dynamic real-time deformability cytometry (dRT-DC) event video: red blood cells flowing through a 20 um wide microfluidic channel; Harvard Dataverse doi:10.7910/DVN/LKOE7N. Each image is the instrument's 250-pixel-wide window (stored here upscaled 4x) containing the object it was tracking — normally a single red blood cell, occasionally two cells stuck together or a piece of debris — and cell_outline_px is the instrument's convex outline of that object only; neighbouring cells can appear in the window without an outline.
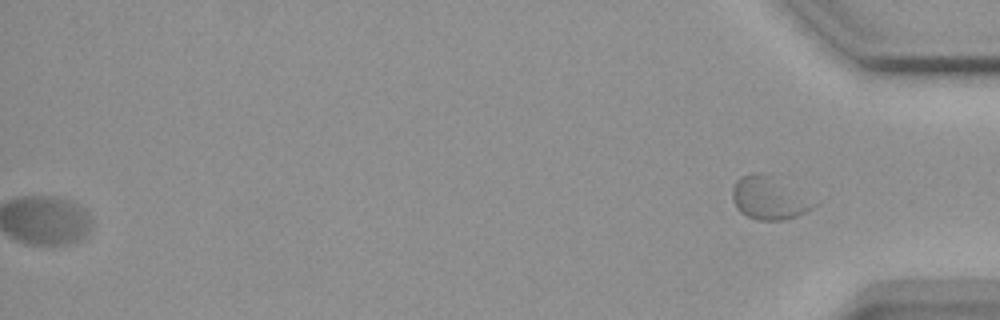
{"species": "common noctule bat (a hibernating species)", "species_latin": "Nyctalus noctula", "temperature_condition": "warm", "stored_images_in_passage": 61, "segment_of_instrument_passage": [2, 2], "camera_frame_rate_fps": 3000, "um_per_image_px": 0.085, "animal": {"sex": "female", "body_mass_g": 18.4}, "frame": {"image": 1, "passage_image": 61, "time_ms": 20.0, "image_size_px": [1000, 320], "cell_outline_px": [[816, 204], [812, 208], [796, 216], [784, 220], [760, 220], [748, 216], [740, 212], [736, 208], [732, 196], [732, 188], [736, 180], [740, 176], [752, 172], [756, 172], [768, 176]], "centroid_in_image_um": [65.23, 16.87], "position_along_channel_um": 370.0, "area_um2": 19.19}}